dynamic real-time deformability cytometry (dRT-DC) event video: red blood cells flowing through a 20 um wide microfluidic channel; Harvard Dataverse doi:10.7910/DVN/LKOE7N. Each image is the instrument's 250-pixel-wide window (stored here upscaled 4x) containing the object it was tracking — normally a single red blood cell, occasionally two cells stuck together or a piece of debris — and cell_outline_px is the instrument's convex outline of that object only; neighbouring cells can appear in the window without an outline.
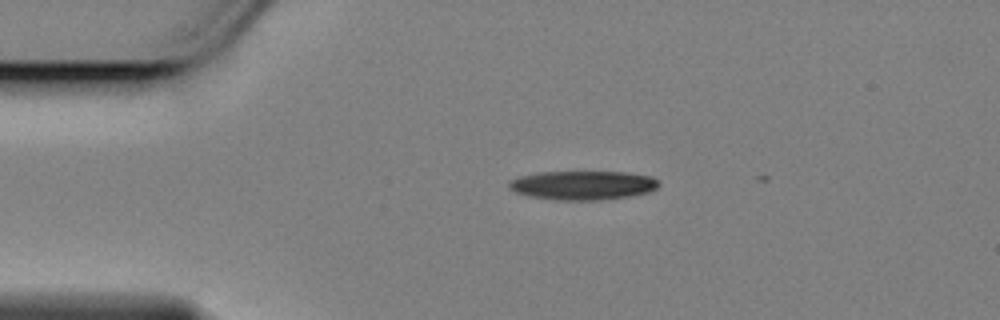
{"species": "Egyptian fruit bat (a non-hibernating species)", "species_latin": "Rousettus aegyptiacus", "temperature_condition": "cold", "stored_images_in_passage": 8, "camera_frame_rate_fps": 3000, "um_per_image_px": 0.085, "animal": {"sex": "female"}, "frame": {"image": 1, "passage_image": 4, "time_ms": 1.0, "image_size_px": [1000, 320], "cell_outline_px": [[660, 184], [656, 188], [648, 192], [628, 196], [600, 200], [556, 200], [532, 196], [516, 192], [508, 184], [512, 180], [520, 176], [540, 172], [624, 172], [652, 176], [660, 180]], "centroid_in_image_um": [49.6, 15.74], "position_along_channel_um": 35.4, "area_um2": 25.09}}